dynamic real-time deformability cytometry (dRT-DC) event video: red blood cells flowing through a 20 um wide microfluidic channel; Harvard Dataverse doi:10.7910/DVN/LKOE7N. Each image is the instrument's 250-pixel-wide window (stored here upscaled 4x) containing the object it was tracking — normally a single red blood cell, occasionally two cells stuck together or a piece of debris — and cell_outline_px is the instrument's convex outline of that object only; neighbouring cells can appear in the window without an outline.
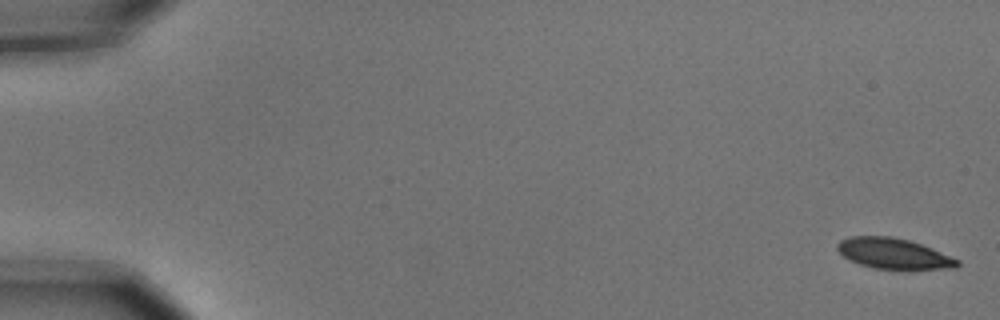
{"species": "common noctule bat (a hibernating species)", "species_latin": "Nyctalus noctula", "temperature_condition": "cold", "stored_images_in_passage": 6, "camera_frame_rate_fps": 3000, "um_per_image_px": 0.085, "animal": {"sex": "male", "body_mass_g": 15.6}, "frame": {"image": 1, "passage_image": 1, "time_ms": 0.0, "image_size_px": [1000, 320], "cell_outline_px": [[960, 264], [956, 268], [908, 272], [876, 268], [860, 264], [848, 260], [836, 248], [836, 244], [840, 240], [852, 236], [892, 236], [908, 240], [932, 248], [960, 260]], "centroid_in_image_um": [76.02, 21.6], "position_along_channel_um": 9.0, "area_um2": 22.2}}